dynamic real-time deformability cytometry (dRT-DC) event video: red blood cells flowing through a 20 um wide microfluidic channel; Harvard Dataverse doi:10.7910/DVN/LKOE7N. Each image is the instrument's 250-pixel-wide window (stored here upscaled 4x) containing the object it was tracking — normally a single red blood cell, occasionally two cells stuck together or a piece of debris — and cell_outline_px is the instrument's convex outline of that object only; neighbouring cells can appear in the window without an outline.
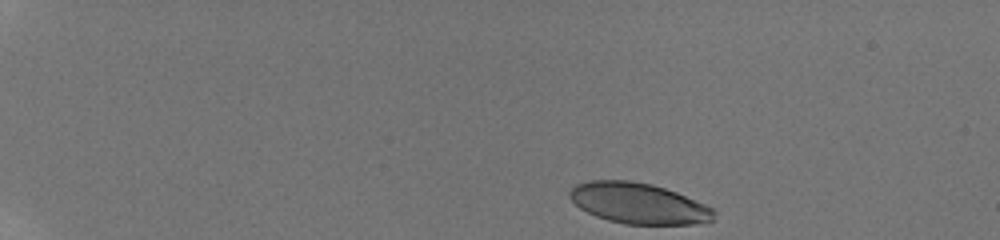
{"species": "human", "species_latin": "Homo sapiens", "temperature_condition": "room temperature", "stored_images_in_passage": 27, "camera_frame_rate_fps": 3000, "um_per_image_px": 0.085, "donor": {"sex": "male"}, "frame": {"image": 1, "passage_image": 1, "time_ms": 0.0, "image_size_px": [1000, 240], "cell_outline_px": [[716, 212], [712, 220], [692, 224], [624, 224], [608, 220], [596, 216], [580, 208], [568, 196], [568, 192], [576, 184], [588, 180], [632, 180], [652, 184], [676, 192], [704, 204], [712, 208]], "centroid_in_image_um": [54.24, 17.27], "position_along_channel_um": 30.8, "area_um2": 34.16}}
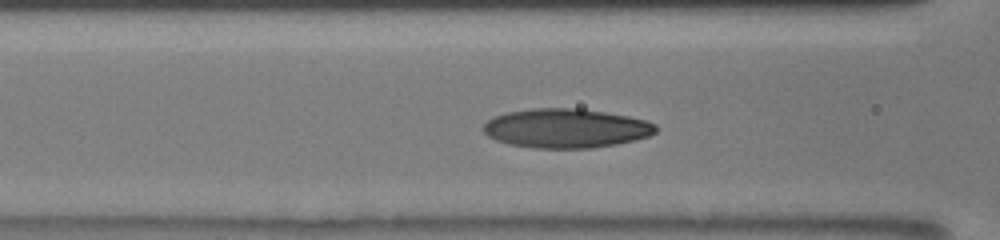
{"frame": {"image": 2, "passage_image": 13, "time_ms": 5.333, "image_size_px": [1000, 240], "cell_outline_px": [[656, 132], [648, 136], [616, 144], [592, 148], [532, 148], [508, 144], [496, 140], [488, 136], [484, 132], [484, 124], [492, 116], [508, 112], [532, 108], [580, 108], [628, 116], [644, 120], [656, 124]], "centroid_in_image_um": [48.08, 10.9], "position_along_channel_um": 118.5, "area_um2": 39.36}}
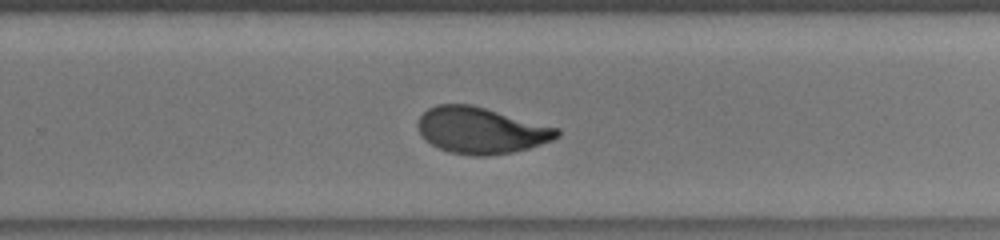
{"frame": {"image": 3, "passage_image": 27, "time_ms": 9.667, "image_size_px": [1000, 240], "cell_outline_px": [[560, 136], [552, 140], [528, 148], [512, 152], [488, 156], [472, 156], [448, 152], [424, 140], [416, 124], [420, 116], [428, 108], [436, 104], [472, 104], [560, 128]], "centroid_in_image_um": [40.88, 11.08], "position_along_channel_um": 288.9, "area_um2": 37.8}}